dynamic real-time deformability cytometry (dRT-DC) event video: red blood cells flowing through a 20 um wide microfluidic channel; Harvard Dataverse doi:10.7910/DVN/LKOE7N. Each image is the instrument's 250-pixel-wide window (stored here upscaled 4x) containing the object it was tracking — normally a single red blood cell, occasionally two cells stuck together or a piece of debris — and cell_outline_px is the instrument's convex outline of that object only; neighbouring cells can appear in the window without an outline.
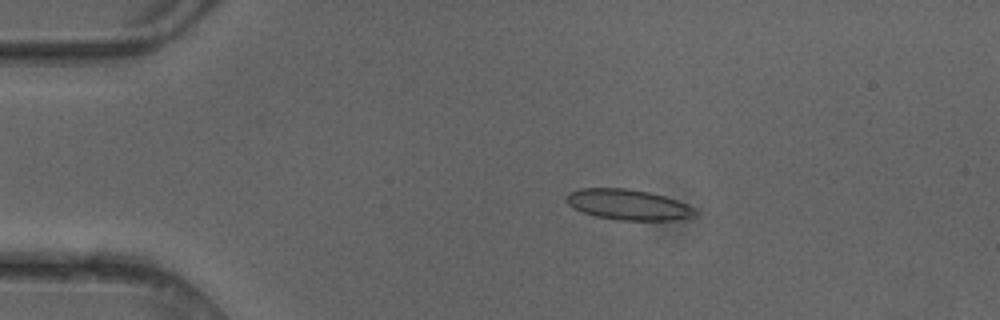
{"species": "common noctule bat (a hibernating species)", "species_latin": "Nyctalus noctula", "temperature_condition": "cold", "stored_images_in_passage": 6, "camera_frame_rate_fps": 3000, "um_per_image_px": 0.085, "animal": {"sex": "female"}, "frame": {"image": 1, "passage_image": 3, "time_ms": 0.667, "image_size_px": [1000, 320], "cell_outline_px": [[700, 212], [692, 216], [672, 220], [620, 220], [596, 216], [572, 208], [564, 200], [564, 196], [568, 192], [580, 188], [628, 188], [648, 192], [664, 196], [676, 200], [696, 208]], "centroid_in_image_um": [53.35, 17.38], "position_along_channel_um": 31.6, "area_um2": 23.0}}
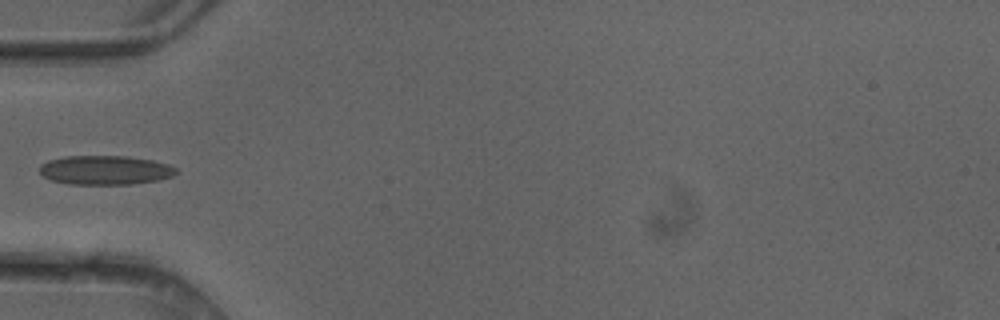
{"frame": {"image": 2, "passage_image": 5, "time_ms": 1.333, "image_size_px": [1000, 320], "cell_outline_px": [[176, 172], [172, 176], [160, 180], [132, 184], [68, 184], [52, 180], [44, 176], [40, 172], [40, 164], [48, 160], [64, 156], [128, 156], [152, 160], [168, 164], [176, 168]], "centroid_in_image_um": [8.94, 14.45], "position_along_channel_um": 76.1, "area_um2": 23.24}}
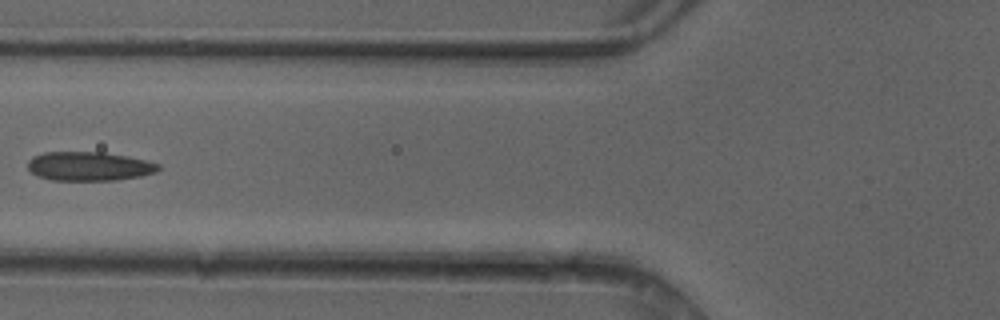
{"frame": {"image": 3, "passage_image": 6, "time_ms": 1.667, "image_size_px": [1000, 320], "cell_outline_px": [[160, 168], [156, 172], [140, 176], [116, 180], [52, 180], [40, 176], [32, 172], [28, 168], [28, 160], [32, 156], [44, 152], [104, 152], [128, 156], [148, 160], [160, 164]], "centroid_in_image_um": [7.6, 14.12], "position_along_channel_um": 118.2, "area_um2": 22.14}}